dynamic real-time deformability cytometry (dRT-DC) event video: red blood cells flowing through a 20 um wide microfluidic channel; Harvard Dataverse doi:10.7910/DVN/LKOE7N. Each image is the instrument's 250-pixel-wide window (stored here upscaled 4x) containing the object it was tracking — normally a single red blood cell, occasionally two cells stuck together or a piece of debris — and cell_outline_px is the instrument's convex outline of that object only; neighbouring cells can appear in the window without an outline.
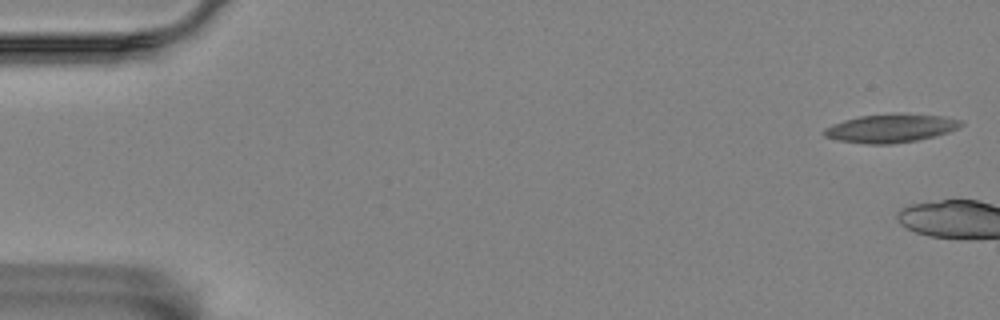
{"species": "Egyptian fruit bat (a non-hibernating species)", "species_latin": "Rousettus aegyptiacus", "temperature_condition": "room temperature", "stored_images_in_passage": 4, "camera_frame_rate_fps": 3000, "um_per_image_px": 0.085, "animal": {"sex": "female"}, "frame": {"image": 1, "passage_image": 1, "time_ms": 0.0, "image_size_px": [1000, 320], "cell_outline_px": [[964, 124], [948, 132], [916, 140], [892, 144], [868, 144], [840, 140], [824, 136], [824, 128], [832, 124], [844, 120], [860, 116], [944, 116], [960, 120]], "centroid_in_image_um": [75.66, 10.94], "position_along_channel_um": 9.3, "area_um2": 21.44}}